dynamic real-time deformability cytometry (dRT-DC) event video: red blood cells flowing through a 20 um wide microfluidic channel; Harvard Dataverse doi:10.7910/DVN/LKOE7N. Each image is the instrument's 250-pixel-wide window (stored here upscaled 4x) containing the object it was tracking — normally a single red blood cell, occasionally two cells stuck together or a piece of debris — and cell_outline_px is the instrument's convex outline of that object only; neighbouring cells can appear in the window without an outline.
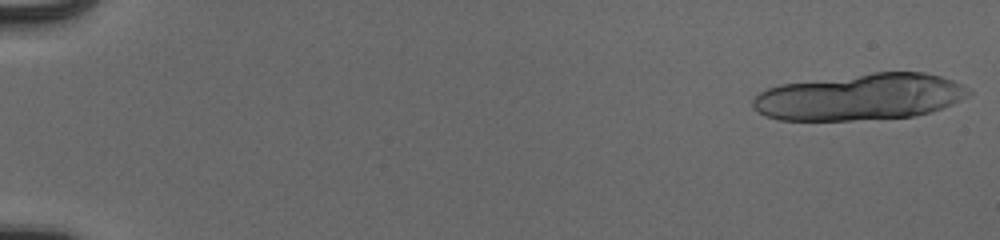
{"species": "human", "species_latin": "Homo sapiens", "temperature_condition": "cold", "stored_images_in_passage": 23, "segment_of_instrument_passage": [1, 2], "camera_frame_rate_fps": 3000, "um_per_image_px": 0.085, "donor": {"sex": "male"}, "frame": {"image": 1, "passage_image": 1, "time_ms": 0.0, "image_size_px": [1000, 240], "cell_outline_px": [[972, 92], [968, 96], [952, 104], [928, 112], [912, 116], [852, 120], [780, 120], [764, 116], [752, 108], [752, 100], [760, 92], [768, 88], [780, 84], [872, 72], [924, 72], [940, 76], [952, 80], [968, 88]], "centroid_in_image_um": [73.07, 8.23], "position_along_channel_um": 11.9, "area_um2": 58.38}}